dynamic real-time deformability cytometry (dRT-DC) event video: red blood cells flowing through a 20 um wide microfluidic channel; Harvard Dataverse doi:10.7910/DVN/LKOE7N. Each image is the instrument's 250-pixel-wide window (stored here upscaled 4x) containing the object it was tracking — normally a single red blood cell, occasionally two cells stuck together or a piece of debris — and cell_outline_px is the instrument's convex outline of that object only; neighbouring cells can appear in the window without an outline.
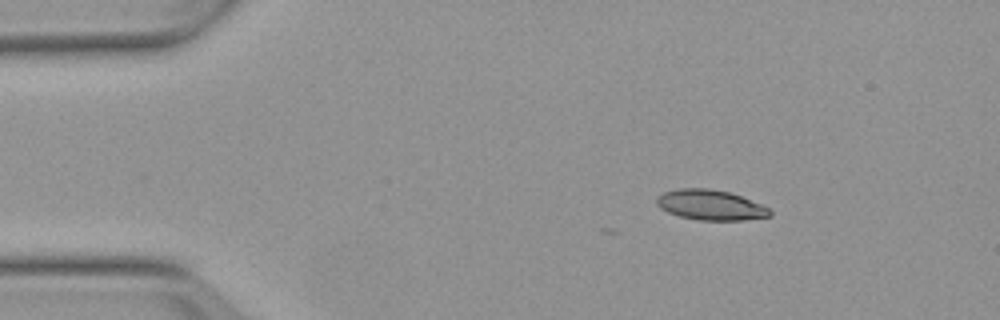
{"species": "Egyptian fruit bat (a non-hibernating species)", "species_latin": "Rousettus aegyptiacus", "temperature_condition": "warm", "stored_images_in_passage": 2, "camera_frame_rate_fps": 3000, "um_per_image_px": 0.085, "animal": {"sex": "female"}, "frame": {"image": 1, "passage_image": 2, "time_ms": 0.333, "image_size_px": [1000, 320], "cell_outline_px": [[772, 216], [744, 220], [700, 220], [680, 216], [668, 212], [660, 208], [656, 204], [656, 196], [664, 192], [680, 188], [708, 188], [728, 192], [740, 196], [760, 204], [768, 208], [772, 212]], "centroid_in_image_um": [60.37, 17.42], "position_along_channel_um": 24.6, "area_um2": 19.83}}